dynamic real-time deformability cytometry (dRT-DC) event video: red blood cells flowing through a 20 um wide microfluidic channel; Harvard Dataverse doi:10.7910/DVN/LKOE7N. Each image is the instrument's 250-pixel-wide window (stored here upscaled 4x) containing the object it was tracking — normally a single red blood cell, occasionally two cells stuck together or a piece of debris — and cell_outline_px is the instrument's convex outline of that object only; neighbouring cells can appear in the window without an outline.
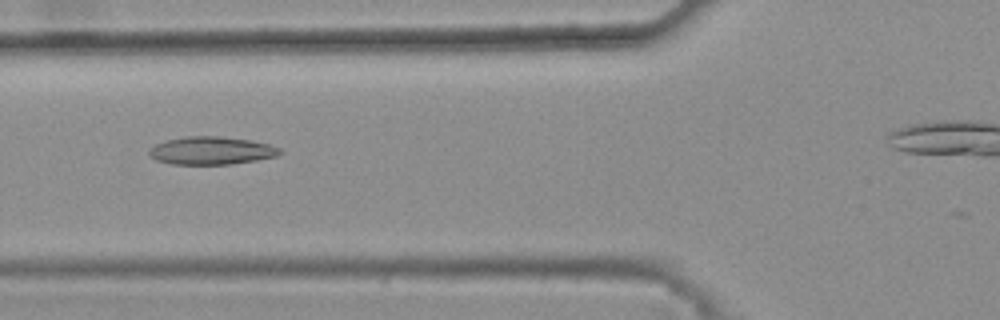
{"species": "common noctule bat (a hibernating species)", "species_latin": "Nyctalus noctula", "temperature_condition": "warm", "stored_images_in_passage": 47, "camera_frame_rate_fps": 3000, "um_per_image_px": 0.085, "animal": {"sex": "female", "body_mass_g": 25.1}, "frame": {"image": 1, "passage_image": 19, "time_ms": 6.0, "image_size_px": [1000, 320], "cell_outline_px": [[284, 152], [276, 156], [256, 160], [232, 164], [172, 164], [156, 160], [148, 152], [148, 148], [156, 144], [168, 140], [184, 136], [220, 136], [252, 140], [268, 144], [280, 148]], "centroid_in_image_um": [17.98, 12.8], "position_along_channel_um": 107.8, "area_um2": 21.27}}
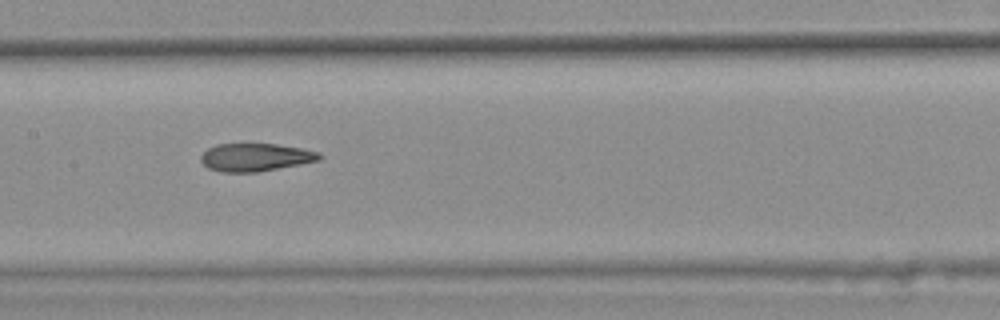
{"frame": {"image": 2, "passage_image": 25, "time_ms": 8.0, "image_size_px": [1000, 320], "cell_outline_px": [[324, 156], [320, 160], [300, 164], [256, 172], [220, 172], [208, 168], [200, 160], [200, 156], [208, 148], [216, 144], [276, 144], [300, 148], [320, 152]], "centroid_in_image_um": [21.71, 13.37], "position_along_channel_um": 185.7, "area_um2": 19.25}}
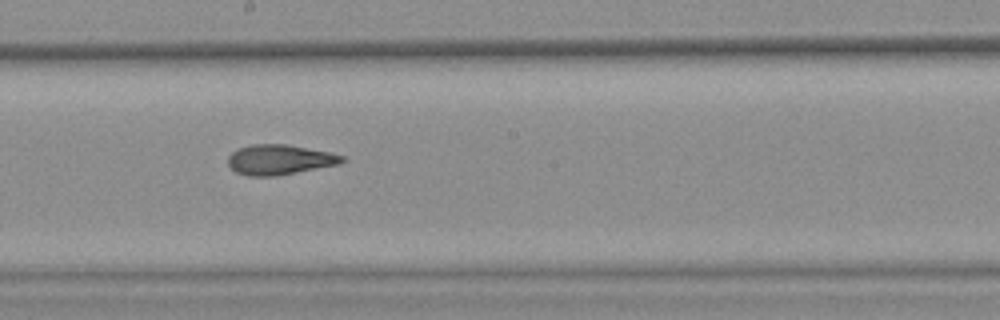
{"frame": {"image": 3, "passage_image": 28, "time_ms": 9.0, "image_size_px": [1000, 320], "cell_outline_px": [[344, 160], [340, 164], [276, 176], [248, 176], [236, 172], [228, 164], [228, 156], [236, 148], [252, 144], [288, 144], [332, 152], [344, 156]], "centroid_in_image_um": [23.76, 13.56], "position_along_channel_um": 224.4, "area_um2": 20.17}, "authors_computed_cell_mechanics": {"area_um2": 20.0566, "velocity_mm_per_s": 3.8863, "shape_relaxation_time_tau1_ms": null, "shape_relaxation_time_tau2_ms": 2.5182, "deformation_change_tau1": null, "deformation_change_tau2": 0.1127}}